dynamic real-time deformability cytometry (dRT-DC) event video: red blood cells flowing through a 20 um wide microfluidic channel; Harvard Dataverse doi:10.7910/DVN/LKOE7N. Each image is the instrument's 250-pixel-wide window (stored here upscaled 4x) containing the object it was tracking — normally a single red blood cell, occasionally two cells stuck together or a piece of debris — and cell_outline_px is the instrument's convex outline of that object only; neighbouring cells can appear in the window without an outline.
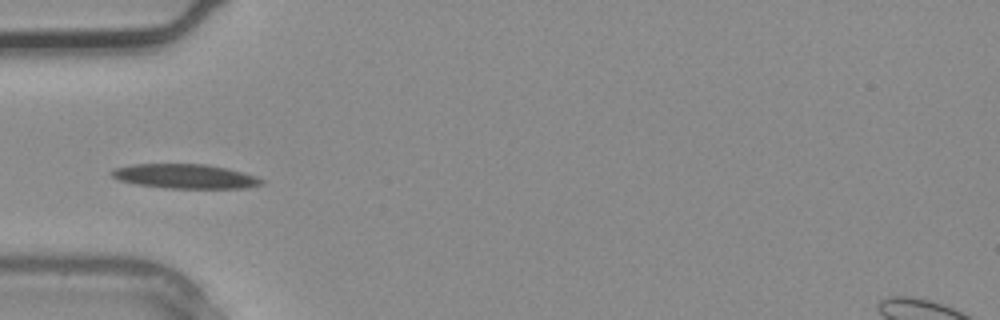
{"species": "common noctule bat (a hibernating species)", "species_latin": "Nyctalus noctula", "temperature_condition": "warm", "stored_images_in_passage": 3, "camera_frame_rate_fps": 3000, "um_per_image_px": 0.085, "animal": {"sex": "male", "body_mass_g": 20.4}, "frame": {"image": 1, "passage_image": 3, "time_ms": 0.667, "image_size_px": [1000, 320], "cell_outline_px": [[264, 184], [248, 188], [168, 188], [136, 184], [120, 180], [112, 176], [108, 172], [112, 168], [132, 164], [204, 164], [228, 168], [256, 176], [264, 180]], "centroid_in_image_um": [15.73, 14.98], "position_along_channel_um": 69.3, "area_um2": 21.44}}